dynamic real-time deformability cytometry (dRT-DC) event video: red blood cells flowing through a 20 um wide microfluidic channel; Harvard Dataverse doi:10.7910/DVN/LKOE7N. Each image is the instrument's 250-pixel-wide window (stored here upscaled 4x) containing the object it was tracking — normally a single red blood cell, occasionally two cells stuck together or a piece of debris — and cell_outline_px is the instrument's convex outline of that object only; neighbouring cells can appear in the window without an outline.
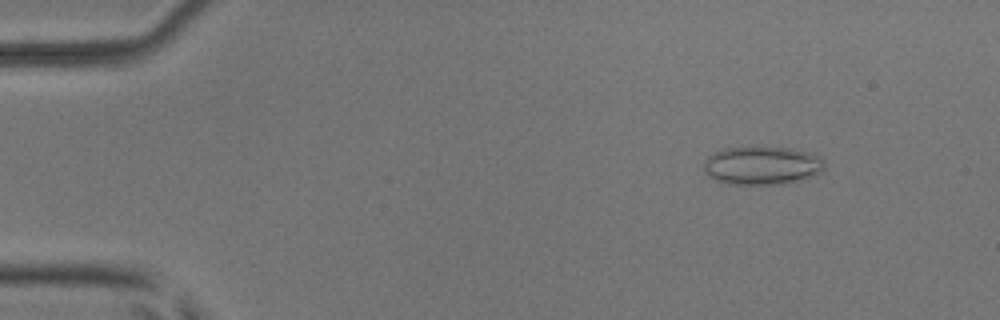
{"species": "common noctule bat (a hibernating species)", "species_latin": "Nyctalus noctula", "temperature_condition": "room temperature", "stored_images_in_passage": 44, "camera_frame_rate_fps": 3000, "um_per_image_px": 0.085, "animal": {"sex": "male", "body_mass_g": 17.9, "forearm_length_mm": 54.2}, "frame": {"image": 1, "passage_image": 7, "time_ms": 2.0, "image_size_px": [1000, 320], "cell_outline_px": [[824, 168], [820, 172], [812, 176], [780, 184], [728, 184], [716, 180], [708, 176], [704, 168], [704, 160], [708, 156], [724, 148], [788, 148], [812, 152], [820, 156], [824, 160]], "centroid_in_image_um": [64.78, 14.07], "position_along_channel_um": 20.2, "area_um2": 26.7}}
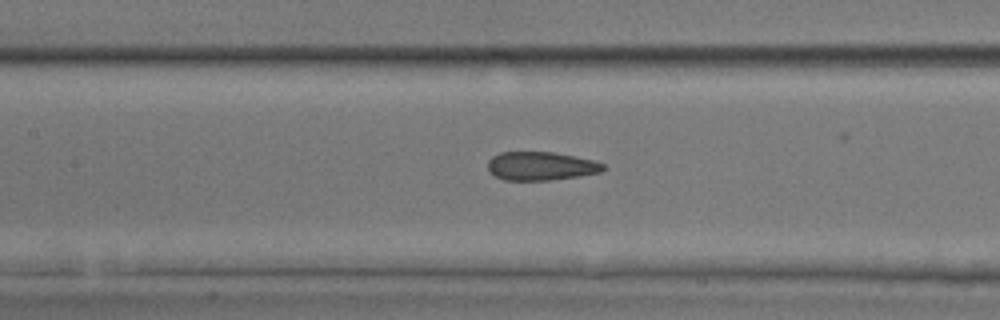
{"frame": {"image": 2, "passage_image": 25, "time_ms": 8.0, "image_size_px": [1000, 320], "cell_outline_px": [[604, 168], [600, 172], [580, 176], [552, 180], [504, 180], [488, 172], [488, 160], [492, 156], [500, 152], [552, 152], [592, 160], [604, 164]], "centroid_in_image_um": [45.93, 14.12], "position_along_channel_um": 161.5, "area_um2": 19.13}}
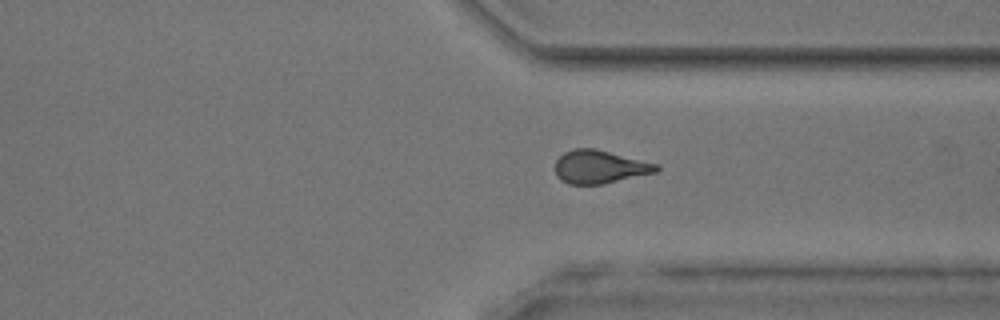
{"frame": {"image": 3, "passage_image": 40, "time_ms": 13.0, "image_size_px": [1000, 320], "cell_outline_px": [[660, 168], [656, 172], [604, 184], [568, 184], [560, 180], [556, 176], [556, 160], [564, 152], [572, 148], [596, 148], [660, 164]], "centroid_in_image_um": [50.99, 14.17], "position_along_channel_um": 360.4, "area_um2": 19.83}, "authors_computed_cell_mechanics": {"area_um2": 20.6346, "velocity_mm_per_s": 3.9826, "shape_relaxation_time_tau1_ms": null, "shape_relaxation_time_tau2_ms": 1.8118, "deformation_change_tau1": null, "deformation_change_tau2": 0.0925}}